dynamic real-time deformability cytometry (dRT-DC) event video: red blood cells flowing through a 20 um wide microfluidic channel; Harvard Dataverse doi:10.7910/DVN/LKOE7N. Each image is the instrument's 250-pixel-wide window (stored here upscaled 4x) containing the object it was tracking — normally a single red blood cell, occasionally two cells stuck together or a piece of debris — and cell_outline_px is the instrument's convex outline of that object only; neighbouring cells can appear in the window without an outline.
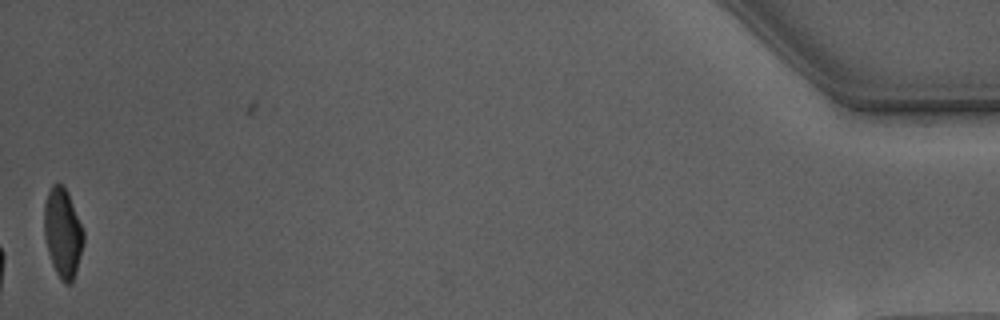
{"species": "Egyptian fruit bat (a non-hibernating species)", "species_latin": "Rousettus aegyptiacus", "temperature_condition": "warm", "stored_images_in_passage": 49, "camera_frame_rate_fps": 3000, "um_per_image_px": 0.085, "animal": {"sex": "male"}, "frame": {"image": 1, "passage_image": 49, "time_ms": 16.0, "image_size_px": [1000, 320], "cell_outline_px": [[84, 240], [76, 272], [72, 280], [68, 284], [64, 284], [60, 280], [52, 264], [48, 252], [44, 236], [44, 204], [48, 192], [52, 184], [60, 180], [68, 192], [84, 232]], "centroid_in_image_um": [5.32, 19.75], "position_along_channel_um": 429.9, "area_um2": 20.58}, "authors_computed_cell_mechanics": {"area_um2": 18.0336, "velocity_mm_per_s": 3.7543, "shape_relaxation_time_tau1_ms": 4.266, "shape_relaxation_time_tau2_ms": 0.9251, "deformation_change_tau1": 0.1304, "deformation_change_tau2": 0.0582}}